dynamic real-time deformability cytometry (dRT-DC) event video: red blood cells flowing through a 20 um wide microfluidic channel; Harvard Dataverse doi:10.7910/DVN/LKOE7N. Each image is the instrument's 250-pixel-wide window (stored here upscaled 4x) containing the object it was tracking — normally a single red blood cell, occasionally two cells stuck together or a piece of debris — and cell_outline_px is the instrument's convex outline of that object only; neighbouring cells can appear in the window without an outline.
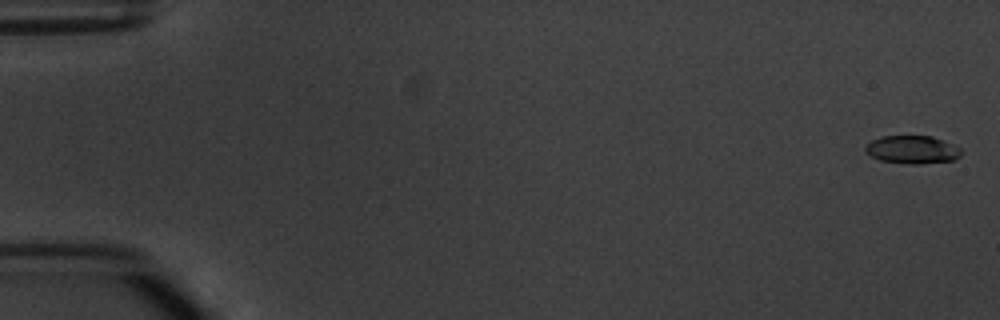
{"species": "common noctule bat (a hibernating species)", "species_latin": "Nyctalus noctula", "temperature_condition": "warm", "stored_images_in_passage": 8, "camera_frame_rate_fps": 3000, "um_per_image_px": 0.085, "animal": {"sex": "male", "body_mass_g": 20.1, "forearm_length_mm": 53.5}, "frame": {"image": 1, "passage_image": 1, "time_ms": 0.0, "image_size_px": [1000, 320], "cell_outline_px": [[964, 152], [960, 156], [952, 160], [920, 164], [908, 164], [880, 160], [864, 152], [864, 144], [880, 136], [932, 136], [952, 144], [960, 148]], "centroid_in_image_um": [77.51, 12.71], "position_along_channel_um": 7.5, "area_um2": 15.78}}
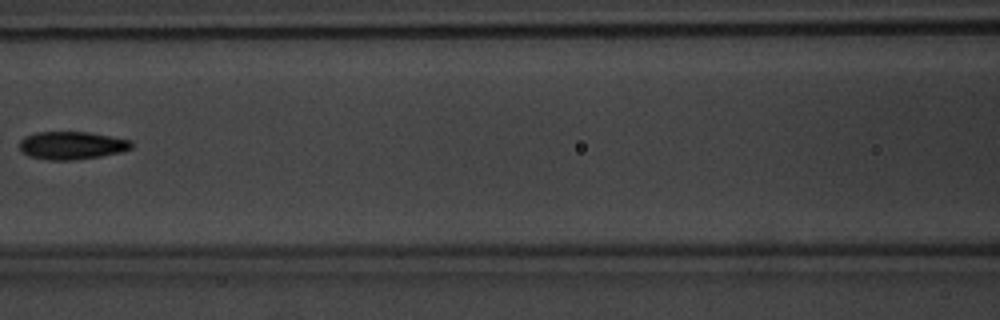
{"frame": {"image": 2, "passage_image": 7, "time_ms": 8.0, "image_size_px": [1000, 320], "cell_outline_px": [[132, 148], [120, 152], [100, 156], [72, 160], [48, 160], [28, 156], [20, 152], [20, 140], [24, 136], [36, 132], [88, 132], [132, 140]], "centroid_in_image_um": [6.07, 12.36], "position_along_channel_um": 160.5, "area_um2": 18.26}}
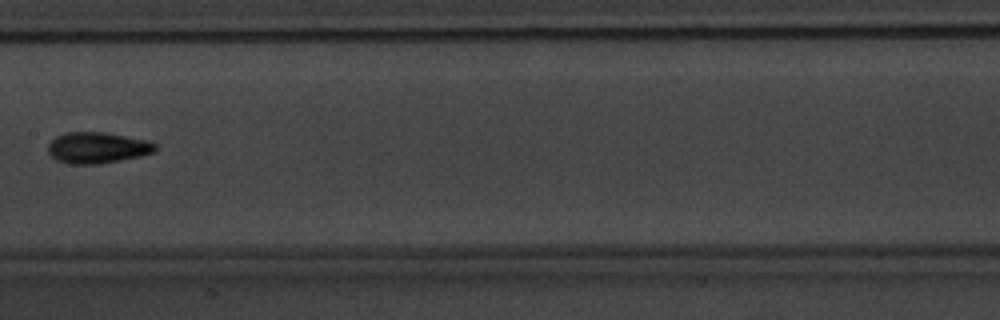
{"frame": {"image": 3, "passage_image": 8, "time_ms": 9.0, "image_size_px": [1000, 320], "cell_outline_px": [[156, 152], [140, 156], [100, 164], [68, 164], [56, 160], [48, 152], [48, 144], [56, 136], [64, 132], [104, 132], [144, 140], [156, 144]], "centroid_in_image_um": [8.24, 12.56], "position_along_channel_um": 199.2, "area_um2": 19.42}}